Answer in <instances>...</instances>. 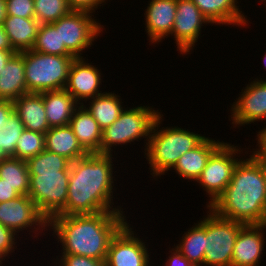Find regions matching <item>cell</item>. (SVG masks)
<instances>
[{
	"instance_id": "cell-1",
	"label": "cell",
	"mask_w": 266,
	"mask_h": 266,
	"mask_svg": "<svg viewBox=\"0 0 266 266\" xmlns=\"http://www.w3.org/2000/svg\"><path fill=\"white\" fill-rule=\"evenodd\" d=\"M117 155L88 153L70 164L68 197L65 207L57 215L95 214L104 211H124L117 205ZM115 163V164H114ZM115 166V167H114ZM117 176V177H115ZM117 178V179H116ZM116 196H115V195ZM115 204V205H114Z\"/></svg>"
},
{
	"instance_id": "cell-18",
	"label": "cell",
	"mask_w": 266,
	"mask_h": 266,
	"mask_svg": "<svg viewBox=\"0 0 266 266\" xmlns=\"http://www.w3.org/2000/svg\"><path fill=\"white\" fill-rule=\"evenodd\" d=\"M200 9V12L214 26H232L247 28L249 23L248 16L241 9L239 0H192ZM239 4V5H238ZM231 25V26H230Z\"/></svg>"
},
{
	"instance_id": "cell-15",
	"label": "cell",
	"mask_w": 266,
	"mask_h": 266,
	"mask_svg": "<svg viewBox=\"0 0 266 266\" xmlns=\"http://www.w3.org/2000/svg\"><path fill=\"white\" fill-rule=\"evenodd\" d=\"M88 61V58H74L68 75V82L65 90L82 105L86 100L94 98L105 92L101 90L104 79V73L98 69V66ZM103 76V77H102Z\"/></svg>"
},
{
	"instance_id": "cell-43",
	"label": "cell",
	"mask_w": 266,
	"mask_h": 266,
	"mask_svg": "<svg viewBox=\"0 0 266 266\" xmlns=\"http://www.w3.org/2000/svg\"><path fill=\"white\" fill-rule=\"evenodd\" d=\"M6 17H7L6 0H0V25H3Z\"/></svg>"
},
{
	"instance_id": "cell-44",
	"label": "cell",
	"mask_w": 266,
	"mask_h": 266,
	"mask_svg": "<svg viewBox=\"0 0 266 266\" xmlns=\"http://www.w3.org/2000/svg\"><path fill=\"white\" fill-rule=\"evenodd\" d=\"M262 170L265 178V187H266V163L262 160Z\"/></svg>"
},
{
	"instance_id": "cell-38",
	"label": "cell",
	"mask_w": 266,
	"mask_h": 266,
	"mask_svg": "<svg viewBox=\"0 0 266 266\" xmlns=\"http://www.w3.org/2000/svg\"><path fill=\"white\" fill-rule=\"evenodd\" d=\"M255 140L257 141L255 147H252V151L266 163V126L262 129H258L255 133Z\"/></svg>"
},
{
	"instance_id": "cell-31",
	"label": "cell",
	"mask_w": 266,
	"mask_h": 266,
	"mask_svg": "<svg viewBox=\"0 0 266 266\" xmlns=\"http://www.w3.org/2000/svg\"><path fill=\"white\" fill-rule=\"evenodd\" d=\"M35 18L40 24L56 22L72 11L67 0H33Z\"/></svg>"
},
{
	"instance_id": "cell-48",
	"label": "cell",
	"mask_w": 266,
	"mask_h": 266,
	"mask_svg": "<svg viewBox=\"0 0 266 266\" xmlns=\"http://www.w3.org/2000/svg\"><path fill=\"white\" fill-rule=\"evenodd\" d=\"M261 1L263 2V5H266V4H264V3H266V0H260V3H261Z\"/></svg>"
},
{
	"instance_id": "cell-41",
	"label": "cell",
	"mask_w": 266,
	"mask_h": 266,
	"mask_svg": "<svg viewBox=\"0 0 266 266\" xmlns=\"http://www.w3.org/2000/svg\"><path fill=\"white\" fill-rule=\"evenodd\" d=\"M0 50H13L3 25H0Z\"/></svg>"
},
{
	"instance_id": "cell-22",
	"label": "cell",
	"mask_w": 266,
	"mask_h": 266,
	"mask_svg": "<svg viewBox=\"0 0 266 266\" xmlns=\"http://www.w3.org/2000/svg\"><path fill=\"white\" fill-rule=\"evenodd\" d=\"M14 110L18 114L25 129L45 134L49 124L45 114L42 93H26L15 99Z\"/></svg>"
},
{
	"instance_id": "cell-13",
	"label": "cell",
	"mask_w": 266,
	"mask_h": 266,
	"mask_svg": "<svg viewBox=\"0 0 266 266\" xmlns=\"http://www.w3.org/2000/svg\"><path fill=\"white\" fill-rule=\"evenodd\" d=\"M256 78L249 79L250 82L245 84L236 100L230 104L228 120L235 129L237 127L240 130L239 127L252 123L257 125L260 121H265L266 126V78L260 75Z\"/></svg>"
},
{
	"instance_id": "cell-6",
	"label": "cell",
	"mask_w": 266,
	"mask_h": 266,
	"mask_svg": "<svg viewBox=\"0 0 266 266\" xmlns=\"http://www.w3.org/2000/svg\"><path fill=\"white\" fill-rule=\"evenodd\" d=\"M153 107L149 103L143 106L142 103L137 106L133 104L132 108L127 105L118 119L102 131L101 154L118 155L116 150H123L128 144L136 145L135 141L140 142L142 139H145L144 147H141L144 153L154 122L162 113L160 109Z\"/></svg>"
},
{
	"instance_id": "cell-14",
	"label": "cell",
	"mask_w": 266,
	"mask_h": 266,
	"mask_svg": "<svg viewBox=\"0 0 266 266\" xmlns=\"http://www.w3.org/2000/svg\"><path fill=\"white\" fill-rule=\"evenodd\" d=\"M213 26L192 0H176V16L170 37L180 56L192 54L201 39L202 27ZM205 27V29H204Z\"/></svg>"
},
{
	"instance_id": "cell-33",
	"label": "cell",
	"mask_w": 266,
	"mask_h": 266,
	"mask_svg": "<svg viewBox=\"0 0 266 266\" xmlns=\"http://www.w3.org/2000/svg\"><path fill=\"white\" fill-rule=\"evenodd\" d=\"M20 238L22 239L24 237H20L13 230L0 224V257L4 260V262L7 261V265L8 263L10 264V261L8 259H10V257L12 258L14 255H17V253H15V250L19 249L17 248L20 244L19 241H24Z\"/></svg>"
},
{
	"instance_id": "cell-45",
	"label": "cell",
	"mask_w": 266,
	"mask_h": 266,
	"mask_svg": "<svg viewBox=\"0 0 266 266\" xmlns=\"http://www.w3.org/2000/svg\"><path fill=\"white\" fill-rule=\"evenodd\" d=\"M7 156L5 155V153L2 151V149L0 148V163L6 159Z\"/></svg>"
},
{
	"instance_id": "cell-10",
	"label": "cell",
	"mask_w": 266,
	"mask_h": 266,
	"mask_svg": "<svg viewBox=\"0 0 266 266\" xmlns=\"http://www.w3.org/2000/svg\"><path fill=\"white\" fill-rule=\"evenodd\" d=\"M94 15L98 14L72 10L50 23L52 26H60L61 45H65L76 58L85 57L83 54L94 46V41L101 37L103 30L106 31L105 25Z\"/></svg>"
},
{
	"instance_id": "cell-30",
	"label": "cell",
	"mask_w": 266,
	"mask_h": 266,
	"mask_svg": "<svg viewBox=\"0 0 266 266\" xmlns=\"http://www.w3.org/2000/svg\"><path fill=\"white\" fill-rule=\"evenodd\" d=\"M24 130V124L15 111L0 125V148L7 157H14L17 140Z\"/></svg>"
},
{
	"instance_id": "cell-26",
	"label": "cell",
	"mask_w": 266,
	"mask_h": 266,
	"mask_svg": "<svg viewBox=\"0 0 266 266\" xmlns=\"http://www.w3.org/2000/svg\"><path fill=\"white\" fill-rule=\"evenodd\" d=\"M45 149L67 158L70 162L88 154L69 125L50 128L45 133Z\"/></svg>"
},
{
	"instance_id": "cell-7",
	"label": "cell",
	"mask_w": 266,
	"mask_h": 266,
	"mask_svg": "<svg viewBox=\"0 0 266 266\" xmlns=\"http://www.w3.org/2000/svg\"><path fill=\"white\" fill-rule=\"evenodd\" d=\"M75 56H59L24 51L27 93H42L65 89L70 66Z\"/></svg>"
},
{
	"instance_id": "cell-9",
	"label": "cell",
	"mask_w": 266,
	"mask_h": 266,
	"mask_svg": "<svg viewBox=\"0 0 266 266\" xmlns=\"http://www.w3.org/2000/svg\"><path fill=\"white\" fill-rule=\"evenodd\" d=\"M204 209L207 210L204 266H231L236 238L245 225L218 216L209 207Z\"/></svg>"
},
{
	"instance_id": "cell-21",
	"label": "cell",
	"mask_w": 266,
	"mask_h": 266,
	"mask_svg": "<svg viewBox=\"0 0 266 266\" xmlns=\"http://www.w3.org/2000/svg\"><path fill=\"white\" fill-rule=\"evenodd\" d=\"M26 93L24 51L16 52L0 72V100L13 102Z\"/></svg>"
},
{
	"instance_id": "cell-4",
	"label": "cell",
	"mask_w": 266,
	"mask_h": 266,
	"mask_svg": "<svg viewBox=\"0 0 266 266\" xmlns=\"http://www.w3.org/2000/svg\"><path fill=\"white\" fill-rule=\"evenodd\" d=\"M29 198L48 221L66 205L71 162L46 149L28 159Z\"/></svg>"
},
{
	"instance_id": "cell-3",
	"label": "cell",
	"mask_w": 266,
	"mask_h": 266,
	"mask_svg": "<svg viewBox=\"0 0 266 266\" xmlns=\"http://www.w3.org/2000/svg\"><path fill=\"white\" fill-rule=\"evenodd\" d=\"M209 208L218 216L244 225L266 224L262 159L251 149L238 161L229 184Z\"/></svg>"
},
{
	"instance_id": "cell-25",
	"label": "cell",
	"mask_w": 266,
	"mask_h": 266,
	"mask_svg": "<svg viewBox=\"0 0 266 266\" xmlns=\"http://www.w3.org/2000/svg\"><path fill=\"white\" fill-rule=\"evenodd\" d=\"M120 95L121 93L118 95L115 90L111 92L106 90L104 94L90 98L82 104L93 116L102 131L112 125L127 106L123 105L125 101ZM87 102L88 104H86Z\"/></svg>"
},
{
	"instance_id": "cell-46",
	"label": "cell",
	"mask_w": 266,
	"mask_h": 266,
	"mask_svg": "<svg viewBox=\"0 0 266 266\" xmlns=\"http://www.w3.org/2000/svg\"><path fill=\"white\" fill-rule=\"evenodd\" d=\"M262 59H263L264 67H265L264 69H266V52H265Z\"/></svg>"
},
{
	"instance_id": "cell-20",
	"label": "cell",
	"mask_w": 266,
	"mask_h": 266,
	"mask_svg": "<svg viewBox=\"0 0 266 266\" xmlns=\"http://www.w3.org/2000/svg\"><path fill=\"white\" fill-rule=\"evenodd\" d=\"M69 126L87 153L101 154L102 130L83 105L75 109Z\"/></svg>"
},
{
	"instance_id": "cell-11",
	"label": "cell",
	"mask_w": 266,
	"mask_h": 266,
	"mask_svg": "<svg viewBox=\"0 0 266 266\" xmlns=\"http://www.w3.org/2000/svg\"><path fill=\"white\" fill-rule=\"evenodd\" d=\"M0 224L13 230L20 237L24 234L26 238L23 240H27V236L38 240L39 235L41 237L49 235L48 219L40 212L28 195H21L0 203Z\"/></svg>"
},
{
	"instance_id": "cell-40",
	"label": "cell",
	"mask_w": 266,
	"mask_h": 266,
	"mask_svg": "<svg viewBox=\"0 0 266 266\" xmlns=\"http://www.w3.org/2000/svg\"><path fill=\"white\" fill-rule=\"evenodd\" d=\"M14 103L8 100H0V125L14 112Z\"/></svg>"
},
{
	"instance_id": "cell-5",
	"label": "cell",
	"mask_w": 266,
	"mask_h": 266,
	"mask_svg": "<svg viewBox=\"0 0 266 266\" xmlns=\"http://www.w3.org/2000/svg\"><path fill=\"white\" fill-rule=\"evenodd\" d=\"M163 116L161 113L156 118L143 153L149 164L151 178L155 181H158V178L161 180V175L169 174L182 155L197 147L207 137L200 134V131L196 133L190 127L186 129L173 124L163 126Z\"/></svg>"
},
{
	"instance_id": "cell-37",
	"label": "cell",
	"mask_w": 266,
	"mask_h": 266,
	"mask_svg": "<svg viewBox=\"0 0 266 266\" xmlns=\"http://www.w3.org/2000/svg\"><path fill=\"white\" fill-rule=\"evenodd\" d=\"M169 248V256L166 257L165 264L162 266H195L186 257H184L175 246Z\"/></svg>"
},
{
	"instance_id": "cell-34",
	"label": "cell",
	"mask_w": 266,
	"mask_h": 266,
	"mask_svg": "<svg viewBox=\"0 0 266 266\" xmlns=\"http://www.w3.org/2000/svg\"><path fill=\"white\" fill-rule=\"evenodd\" d=\"M55 258L50 259L51 266H105V260L74 254H59Z\"/></svg>"
},
{
	"instance_id": "cell-35",
	"label": "cell",
	"mask_w": 266,
	"mask_h": 266,
	"mask_svg": "<svg viewBox=\"0 0 266 266\" xmlns=\"http://www.w3.org/2000/svg\"><path fill=\"white\" fill-rule=\"evenodd\" d=\"M7 15L35 18L33 0H6Z\"/></svg>"
},
{
	"instance_id": "cell-42",
	"label": "cell",
	"mask_w": 266,
	"mask_h": 266,
	"mask_svg": "<svg viewBox=\"0 0 266 266\" xmlns=\"http://www.w3.org/2000/svg\"><path fill=\"white\" fill-rule=\"evenodd\" d=\"M15 53L14 50H0V72Z\"/></svg>"
},
{
	"instance_id": "cell-32",
	"label": "cell",
	"mask_w": 266,
	"mask_h": 266,
	"mask_svg": "<svg viewBox=\"0 0 266 266\" xmlns=\"http://www.w3.org/2000/svg\"><path fill=\"white\" fill-rule=\"evenodd\" d=\"M45 150V134L25 129L15 148L14 158L27 161Z\"/></svg>"
},
{
	"instance_id": "cell-24",
	"label": "cell",
	"mask_w": 266,
	"mask_h": 266,
	"mask_svg": "<svg viewBox=\"0 0 266 266\" xmlns=\"http://www.w3.org/2000/svg\"><path fill=\"white\" fill-rule=\"evenodd\" d=\"M42 96L49 127L69 125L80 104L65 89L42 92Z\"/></svg>"
},
{
	"instance_id": "cell-23",
	"label": "cell",
	"mask_w": 266,
	"mask_h": 266,
	"mask_svg": "<svg viewBox=\"0 0 266 266\" xmlns=\"http://www.w3.org/2000/svg\"><path fill=\"white\" fill-rule=\"evenodd\" d=\"M40 23L36 18L10 16L4 20L3 27L15 52L32 50L36 42Z\"/></svg>"
},
{
	"instance_id": "cell-19",
	"label": "cell",
	"mask_w": 266,
	"mask_h": 266,
	"mask_svg": "<svg viewBox=\"0 0 266 266\" xmlns=\"http://www.w3.org/2000/svg\"><path fill=\"white\" fill-rule=\"evenodd\" d=\"M224 141L220 139L215 140L207 136L197 147L182 155L169 172L176 173L180 179L184 178V180L186 179L189 182H196L206 167L210 156Z\"/></svg>"
},
{
	"instance_id": "cell-36",
	"label": "cell",
	"mask_w": 266,
	"mask_h": 266,
	"mask_svg": "<svg viewBox=\"0 0 266 266\" xmlns=\"http://www.w3.org/2000/svg\"><path fill=\"white\" fill-rule=\"evenodd\" d=\"M67 2L72 10L86 11L95 14L96 10L101 6L104 9V6L108 4L110 0H67Z\"/></svg>"
},
{
	"instance_id": "cell-28",
	"label": "cell",
	"mask_w": 266,
	"mask_h": 266,
	"mask_svg": "<svg viewBox=\"0 0 266 266\" xmlns=\"http://www.w3.org/2000/svg\"><path fill=\"white\" fill-rule=\"evenodd\" d=\"M0 178L20 195H28L30 175L25 160L14 157L4 159L0 163Z\"/></svg>"
},
{
	"instance_id": "cell-2",
	"label": "cell",
	"mask_w": 266,
	"mask_h": 266,
	"mask_svg": "<svg viewBox=\"0 0 266 266\" xmlns=\"http://www.w3.org/2000/svg\"><path fill=\"white\" fill-rule=\"evenodd\" d=\"M128 211H104L95 214L56 215L49 220L48 231L60 250L55 254H74L105 260L112 238L128 222ZM51 231V232H50ZM53 231V232H52ZM61 252V253H60Z\"/></svg>"
},
{
	"instance_id": "cell-29",
	"label": "cell",
	"mask_w": 266,
	"mask_h": 266,
	"mask_svg": "<svg viewBox=\"0 0 266 266\" xmlns=\"http://www.w3.org/2000/svg\"><path fill=\"white\" fill-rule=\"evenodd\" d=\"M32 50L45 54L74 56L65 45H61L60 26L51 24H40Z\"/></svg>"
},
{
	"instance_id": "cell-47",
	"label": "cell",
	"mask_w": 266,
	"mask_h": 266,
	"mask_svg": "<svg viewBox=\"0 0 266 266\" xmlns=\"http://www.w3.org/2000/svg\"><path fill=\"white\" fill-rule=\"evenodd\" d=\"M4 260L0 257V266H3V264L6 266V262H3Z\"/></svg>"
},
{
	"instance_id": "cell-8",
	"label": "cell",
	"mask_w": 266,
	"mask_h": 266,
	"mask_svg": "<svg viewBox=\"0 0 266 266\" xmlns=\"http://www.w3.org/2000/svg\"><path fill=\"white\" fill-rule=\"evenodd\" d=\"M250 147V144L247 148L245 145L244 149L239 143L232 145V142H224L210 156L206 167L196 181V185L202 187V190L205 192L204 195L206 194L205 196L208 197L205 207H210L224 192L232 178L235 166L249 152Z\"/></svg>"
},
{
	"instance_id": "cell-12",
	"label": "cell",
	"mask_w": 266,
	"mask_h": 266,
	"mask_svg": "<svg viewBox=\"0 0 266 266\" xmlns=\"http://www.w3.org/2000/svg\"><path fill=\"white\" fill-rule=\"evenodd\" d=\"M131 222V224H130ZM128 221L112 238L105 259V266H154L148 237L140 238L132 221ZM137 232V233H136ZM138 234V235H137ZM149 248V249H148ZM153 264V265H152Z\"/></svg>"
},
{
	"instance_id": "cell-27",
	"label": "cell",
	"mask_w": 266,
	"mask_h": 266,
	"mask_svg": "<svg viewBox=\"0 0 266 266\" xmlns=\"http://www.w3.org/2000/svg\"><path fill=\"white\" fill-rule=\"evenodd\" d=\"M194 222L190 228L183 231L178 244L174 245L178 251L195 266H204L205 253V215Z\"/></svg>"
},
{
	"instance_id": "cell-17",
	"label": "cell",
	"mask_w": 266,
	"mask_h": 266,
	"mask_svg": "<svg viewBox=\"0 0 266 266\" xmlns=\"http://www.w3.org/2000/svg\"><path fill=\"white\" fill-rule=\"evenodd\" d=\"M266 224L245 225L236 238L231 266H261L266 247Z\"/></svg>"
},
{
	"instance_id": "cell-16",
	"label": "cell",
	"mask_w": 266,
	"mask_h": 266,
	"mask_svg": "<svg viewBox=\"0 0 266 266\" xmlns=\"http://www.w3.org/2000/svg\"><path fill=\"white\" fill-rule=\"evenodd\" d=\"M144 12V32L150 46L170 37L176 16V0H149Z\"/></svg>"
},
{
	"instance_id": "cell-39",
	"label": "cell",
	"mask_w": 266,
	"mask_h": 266,
	"mask_svg": "<svg viewBox=\"0 0 266 266\" xmlns=\"http://www.w3.org/2000/svg\"><path fill=\"white\" fill-rule=\"evenodd\" d=\"M21 196L13 187L3 182V179L0 178V203L12 200Z\"/></svg>"
}]
</instances>
